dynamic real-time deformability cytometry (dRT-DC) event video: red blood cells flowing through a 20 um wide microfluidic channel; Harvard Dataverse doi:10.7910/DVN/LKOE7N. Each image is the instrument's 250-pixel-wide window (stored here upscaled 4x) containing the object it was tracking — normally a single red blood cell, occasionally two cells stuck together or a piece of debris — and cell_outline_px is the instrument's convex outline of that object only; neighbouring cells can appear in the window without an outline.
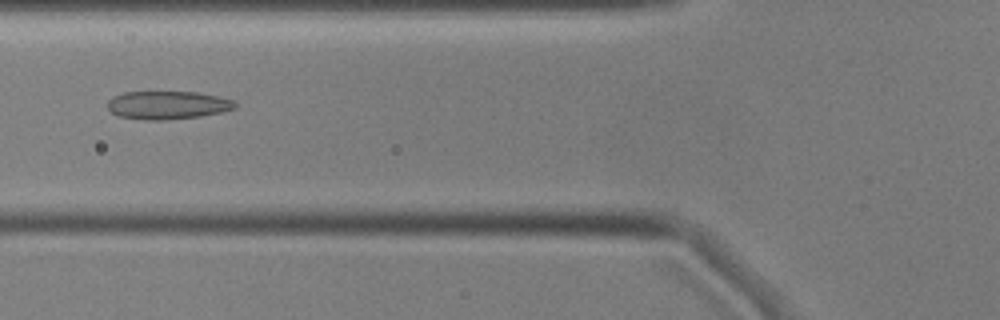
{"species": "common noctule bat (a hibernating species)", "species_latin": "Nyctalus noctula", "temperature_condition": "cold", "stored_images_in_passage": 50, "camera_frame_rate_fps": 3000, "um_per_image_px": 0.085, "animal": {"sex": "male", "body_mass_g": 17.9, "forearm_length_mm": 54.2}, "frame": {"image": 1, "passage_image": 20, "time_ms": 6.333, "image_size_px": [1000, 320], "cell_outline_px": [[236, 108], [220, 112], [200, 116], [164, 120], [144, 120], [120, 116], [112, 112], [108, 108], [108, 100], [112, 96], [124, 92], [196, 92], [216, 96], [232, 100], [236, 104]], "centroid_in_image_um": [14.21, 8.93], "position_along_channel_um": 111.6, "area_um2": 20.75}}
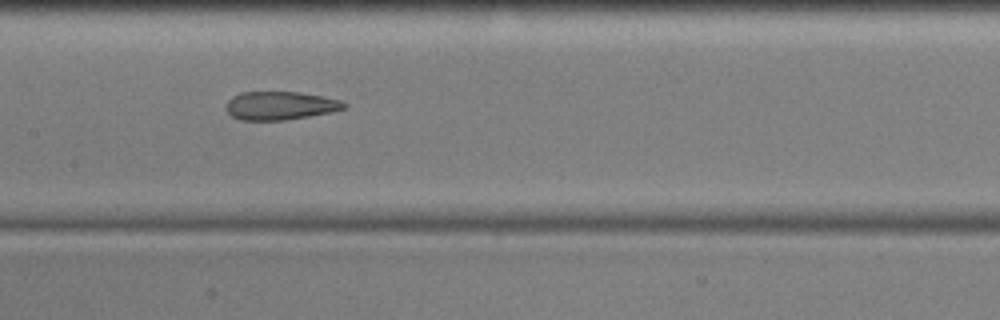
{"frame": {"image": 2, "passage_image": 26, "time_ms": 8.333, "image_size_px": [1000, 320], "cell_outline_px": [[348, 108], [332, 112], [284, 120], [240, 120], [232, 116], [224, 108], [224, 104], [232, 96], [240, 92], [300, 92], [340, 100], [348, 104]], "centroid_in_image_um": [23.79, 8.98], "position_along_channel_um": 183.6, "area_um2": 19.65}}
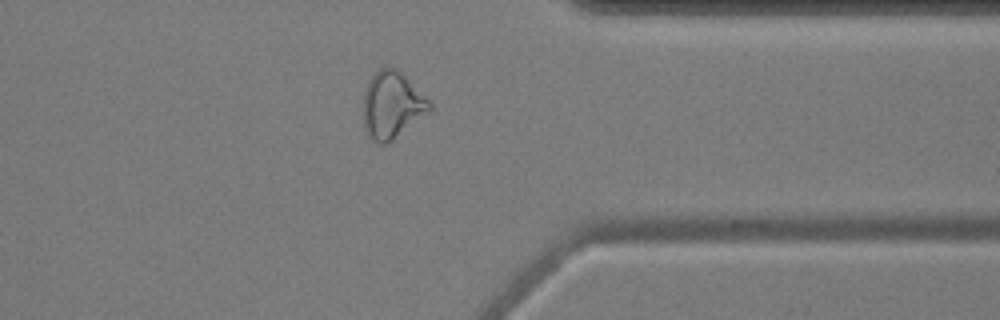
{"frame": {"image": 3, "passage_image": 43, "time_ms": 14.0, "image_size_px": [1000, 320], "cell_outline_px": [[432, 112], [384, 144], [380, 144], [372, 140], [368, 136], [364, 128], [364, 92], [368, 80], [380, 68], [396, 68], [432, 104]], "centroid_in_image_um": [33.32, 8.95], "position_along_channel_um": 378.1, "area_um2": 25.43}, "authors_computed_cell_mechanics": {"area_um2": 22.4842, "velocity_mm_per_s": 3.58, "shape_relaxation_time_tau1_ms": null, "shape_relaxation_time_tau2_ms": 2.6059, "deformation_change_tau1": null, "deformation_change_tau2": 0.1119}}